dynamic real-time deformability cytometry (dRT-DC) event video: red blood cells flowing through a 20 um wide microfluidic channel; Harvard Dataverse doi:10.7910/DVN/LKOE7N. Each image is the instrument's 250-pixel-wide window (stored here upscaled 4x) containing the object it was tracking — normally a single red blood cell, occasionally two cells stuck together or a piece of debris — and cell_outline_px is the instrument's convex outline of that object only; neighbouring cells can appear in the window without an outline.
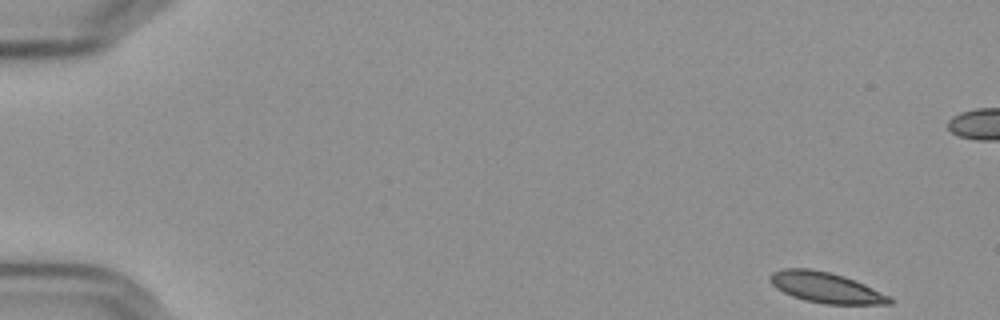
{"species": "Egyptian fruit bat (a non-hibernating species)", "species_latin": "Rousettus aegyptiacus", "temperature_condition": "cold", "stored_images_in_passage": 56, "camera_frame_rate_fps": 3000, "um_per_image_px": 0.085, "frame": {"image": 1, "passage_image": 1, "time_ms": 0.0, "image_size_px": [1000, 320], "cell_outline_px": [[892, 304], [824, 304], [804, 300], [792, 296], [776, 288], [768, 280], [768, 276], [772, 272], [784, 268], [812, 268], [844, 276], [864, 284], [888, 296], [892, 300]], "centroid_in_image_um": [70.14, 24.43], "position_along_channel_um": 14.9, "area_um2": 21.21}}
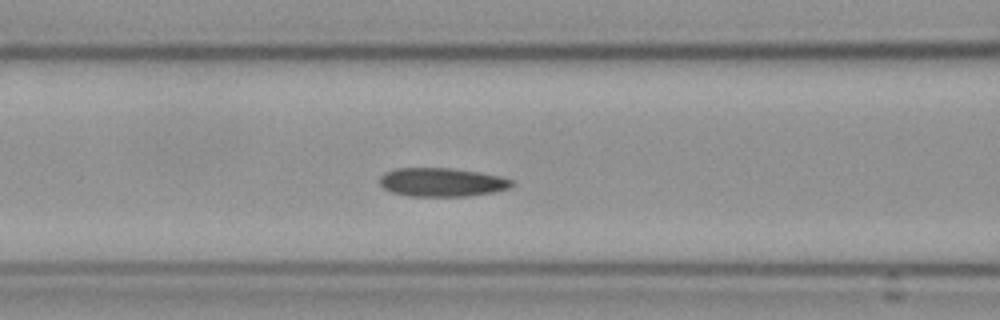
{"frame": {"image": 2, "passage_image": 22, "time_ms": 7.0, "image_size_px": [1000, 320], "cell_outline_px": [[512, 188], [496, 192], [468, 196], [408, 196], [392, 192], [384, 188], [380, 184], [380, 176], [384, 172], [396, 168], [452, 168], [500, 176], [512, 180]], "centroid_in_image_um": [37.56, 15.49], "position_along_channel_um": 129.0, "area_um2": 22.14}}
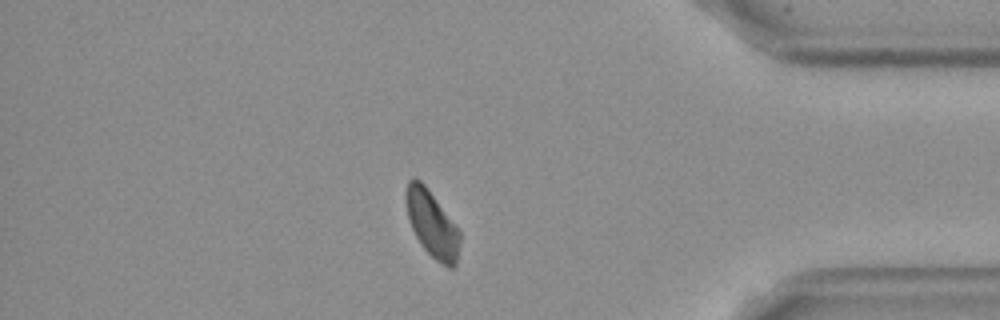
{"frame": {"image": 3, "passage_image": 47, "time_ms": 15.333, "image_size_px": [1000, 320], "cell_outline_px": [[460, 240], [456, 264], [452, 268], [448, 268], [436, 260], [420, 244], [412, 228], [408, 216], [404, 200], [404, 192], [408, 180], [420, 180], [424, 184], [460, 232]], "centroid_in_image_um": [36.69, 19.05], "position_along_channel_um": 398.5, "area_um2": 20.46}, "authors_computed_cell_mechanics": {"area_um2": 21.8195, "velocity_mm_per_s": 3.5561, "shape_relaxation_time_tau1_ms": null, "shape_relaxation_time_tau2_ms": 10.8056, "deformation_change_tau1": null, "deformation_change_tau2": 0.1317}}